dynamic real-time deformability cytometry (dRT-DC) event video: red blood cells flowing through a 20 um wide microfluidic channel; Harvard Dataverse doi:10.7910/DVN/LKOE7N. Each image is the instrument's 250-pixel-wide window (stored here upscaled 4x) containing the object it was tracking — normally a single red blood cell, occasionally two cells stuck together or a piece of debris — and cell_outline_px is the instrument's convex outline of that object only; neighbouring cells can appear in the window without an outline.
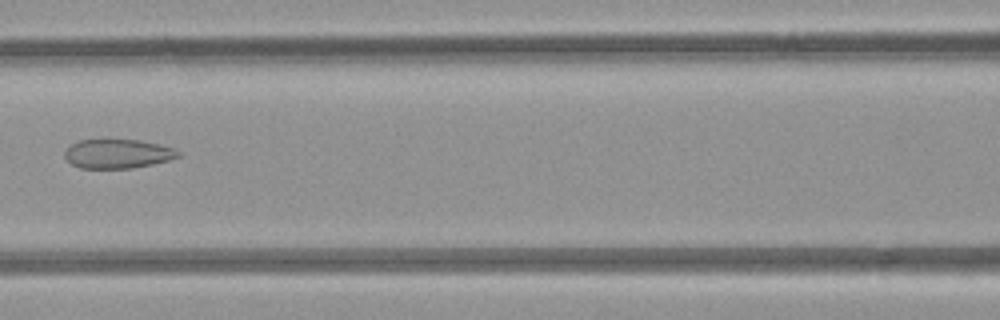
{"species": "common noctule bat (a hibernating species)", "species_latin": "Nyctalus noctula", "temperature_condition": "room temperature", "stored_images_in_passage": 7, "camera_frame_rate_fps": 3000, "um_per_image_px": 0.085, "animal": {"sex": "female", "body_mass_g": 21.9}, "frame": {"image": 1, "passage_image": 7, "time_ms": 6.667, "image_size_px": [1000, 320], "cell_outline_px": [[180, 156], [168, 160], [152, 164], [132, 168], [80, 168], [72, 164], [64, 156], [64, 152], [72, 144], [80, 140], [140, 140], [160, 144], [172, 148], [180, 152]], "centroid_in_image_um": [10.01, 13.07], "position_along_channel_um": 156.6, "area_um2": 19.07}}